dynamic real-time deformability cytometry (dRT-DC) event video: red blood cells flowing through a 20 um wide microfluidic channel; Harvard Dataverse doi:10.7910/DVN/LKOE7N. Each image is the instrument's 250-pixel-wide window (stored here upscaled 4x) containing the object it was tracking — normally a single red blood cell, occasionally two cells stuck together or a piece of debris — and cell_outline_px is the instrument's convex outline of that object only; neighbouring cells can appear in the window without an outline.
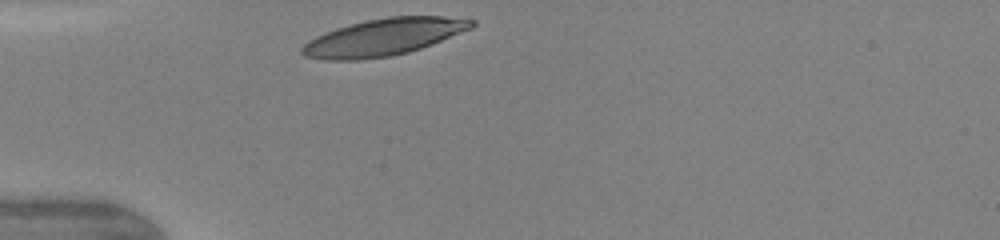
{"species": "human", "species_latin": "Homo sapiens", "temperature_condition": "warm", "stored_images_in_passage": 26, "camera_frame_rate_fps": 3000, "um_per_image_px": 0.085, "donor": {"sex": "female"}, "frame": {"image": 1, "passage_image": 1, "time_ms": 0.0, "image_size_px": [1000, 240], "cell_outline_px": [[476, 24], [472, 28], [432, 44], [408, 52], [388, 56], [360, 60], [328, 60], [304, 56], [300, 52], [300, 48], [308, 40], [316, 36], [336, 28], [368, 20], [388, 16], [444, 16], [476, 20]], "centroid_in_image_um": [32.61, 3.15], "position_along_channel_um": 52.4, "area_um2": 36.36}, "authors_computed_cell_mechanics": {"area_um2": 37.3099, "velocity_mm_per_s": 4.2877, "shape_relaxation_time_tau1_ms": 1.5517, "shape_relaxation_time_tau2_ms": 2.0595, "deformation_change_tau1": 0.1434, "deformation_change_tau2": 0.0888}}